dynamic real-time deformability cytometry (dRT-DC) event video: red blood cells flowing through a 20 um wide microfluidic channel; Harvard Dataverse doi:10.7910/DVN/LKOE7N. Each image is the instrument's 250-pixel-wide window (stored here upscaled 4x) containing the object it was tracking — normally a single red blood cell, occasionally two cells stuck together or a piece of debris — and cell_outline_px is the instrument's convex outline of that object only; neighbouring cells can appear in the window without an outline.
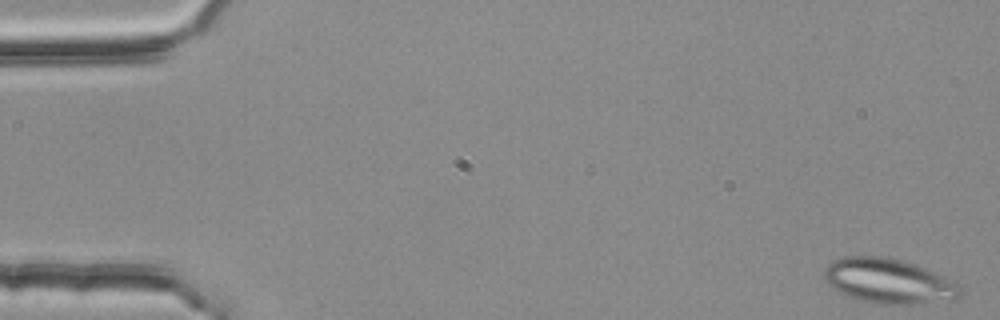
{"species": "common noctule bat (a hibernating species)", "species_latin": "Nyctalus noctula", "temperature_condition": "room temperature", "stored_images_in_passage": 52, "segment_of_instrument_passage": [1, 2], "camera_frame_rate_fps": 3000, "um_per_image_px": 0.085, "animal": {"sex": "female", "body_mass_g": 25.1}, "frame": {"image": 1, "passage_image": 1, "time_ms": 0.0, "image_size_px": [1000, 320], "cell_outline_px": [[964, 292], [956, 300], [912, 304], [876, 304], [844, 296], [832, 288], [824, 280], [824, 268], [828, 264], [844, 256], [888, 256], [904, 260], [924, 268], [960, 284]], "centroid_in_image_um": [75.54, 23.9], "position_along_channel_um": 9.5, "area_um2": 36.07}}